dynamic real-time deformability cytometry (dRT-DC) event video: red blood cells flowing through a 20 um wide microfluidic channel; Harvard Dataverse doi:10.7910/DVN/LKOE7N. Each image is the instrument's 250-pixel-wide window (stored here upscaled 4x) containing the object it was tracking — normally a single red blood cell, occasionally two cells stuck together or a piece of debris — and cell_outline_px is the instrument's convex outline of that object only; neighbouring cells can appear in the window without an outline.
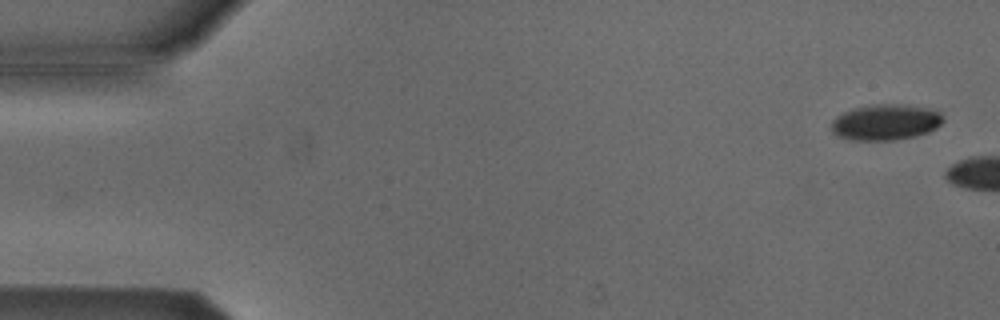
{"species": "Egyptian fruit bat (a non-hibernating species)", "species_latin": "Rousettus aegyptiacus", "temperature_condition": "cold", "stored_images_in_passage": 8, "camera_frame_rate_fps": 3000, "um_per_image_px": 0.085, "animal": {"sex": "male"}, "frame": {"image": 1, "passage_image": 1, "time_ms": 0.0, "image_size_px": [1000, 320], "cell_outline_px": [[944, 120], [936, 128], [928, 132], [916, 136], [896, 140], [852, 140], [836, 136], [832, 132], [832, 120], [836, 116], [852, 108], [872, 104], [900, 104], [928, 108], [940, 112], [944, 116]], "centroid_in_image_um": [75.27, 10.39], "position_along_channel_um": 9.7, "area_um2": 23.58}}